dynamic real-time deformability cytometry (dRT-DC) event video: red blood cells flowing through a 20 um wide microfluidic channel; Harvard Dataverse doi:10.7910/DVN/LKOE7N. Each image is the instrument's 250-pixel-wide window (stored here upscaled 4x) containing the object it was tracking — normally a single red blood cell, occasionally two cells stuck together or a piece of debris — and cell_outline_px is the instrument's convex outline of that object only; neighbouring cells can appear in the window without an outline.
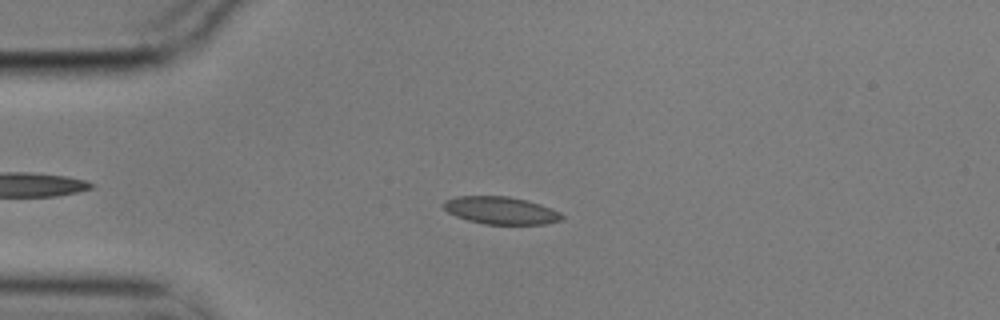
{"species": "common noctule bat (a hibernating species)", "species_latin": "Nyctalus noctula", "temperature_condition": "cold", "stored_images_in_passage": 56, "camera_frame_rate_fps": 3000, "um_per_image_px": 0.085, "animal": {"sex": "male", "body_mass_g": 17.9}, "frame": {"image": 1, "passage_image": 13, "time_ms": 4.0, "image_size_px": [1000, 320], "cell_outline_px": [[564, 220], [544, 224], [484, 224], [468, 220], [456, 216], [448, 212], [440, 204], [444, 200], [456, 196], [508, 196], [540, 204], [552, 208], [560, 212], [564, 216]], "centroid_in_image_um": [42.56, 17.88], "position_along_channel_um": 42.4, "area_um2": 19.07}}
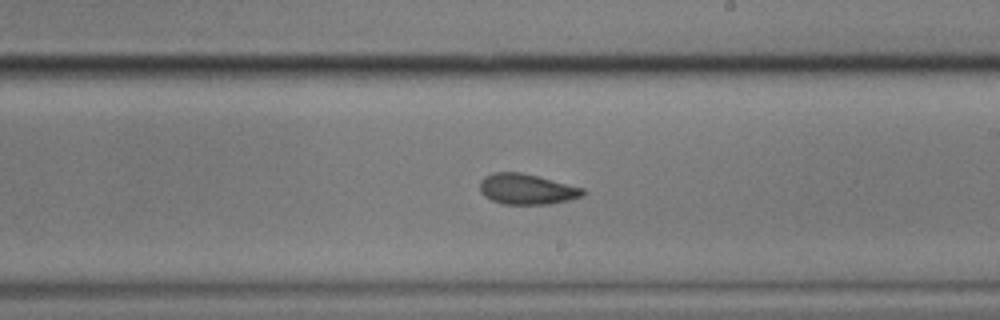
{"frame": {"image": 2, "passage_image": 32, "time_ms": 10.333, "image_size_px": [1000, 320], "cell_outline_px": [[584, 196], [568, 200], [548, 204], [504, 204], [492, 200], [484, 196], [480, 192], [480, 180], [484, 176], [492, 172], [520, 172], [584, 188]], "centroid_in_image_um": [44.74, 16.07], "position_along_channel_um": 244.3, "area_um2": 18.26}}
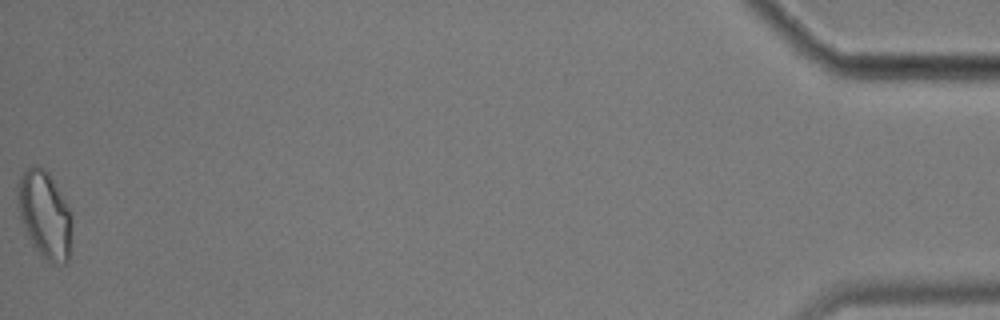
{"frame": {"image": 3, "passage_image": 56, "time_ms": 18.333, "image_size_px": [1000, 320], "cell_outline_px": [[72, 224], [68, 260], [64, 264], [52, 264], [32, 244], [20, 220], [16, 196], [16, 184], [20, 176], [32, 164], [36, 164], [44, 168], [48, 172], [72, 212]], "centroid_in_image_um": [3.79, 18.2], "position_along_channel_um": 431.4, "area_um2": 27.8}, "authors_computed_cell_mechanics": {"area_um2": 19.074, "velocity_mm_per_s": 3.5358, "shape_relaxation_time_tau1_ms": 8.8799, "shape_relaxation_time_tau2_ms": 2.6419, "deformation_change_tau1": 0.1569, "deformation_change_tau2": 0.0692}}